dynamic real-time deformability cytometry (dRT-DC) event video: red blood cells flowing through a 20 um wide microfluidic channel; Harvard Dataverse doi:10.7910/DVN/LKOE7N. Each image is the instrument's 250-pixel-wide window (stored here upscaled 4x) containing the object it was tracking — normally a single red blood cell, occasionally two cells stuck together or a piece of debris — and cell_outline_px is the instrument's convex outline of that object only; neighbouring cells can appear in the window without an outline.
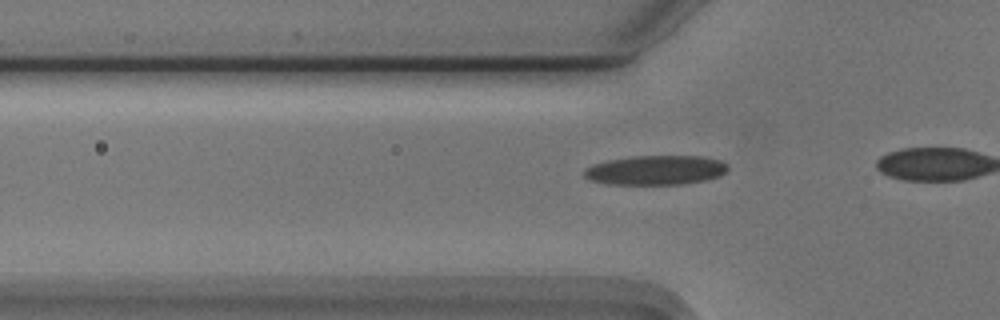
{"species": "Egyptian fruit bat (a non-hibernating species)", "species_latin": "Rousettus aegyptiacus", "temperature_condition": "cold", "stored_images_in_passage": 17, "camera_frame_rate_fps": 3000, "um_per_image_px": 0.085, "animal": {"sex": "male"}, "frame": {"image": 1, "passage_image": 14, "time_ms": 4.333, "image_size_px": [1000, 320], "cell_outline_px": [[728, 168], [720, 176], [708, 180], [680, 184], [604, 184], [588, 180], [584, 176], [584, 168], [592, 164], [608, 160], [632, 156], [700, 156], [720, 160], [728, 164]], "centroid_in_image_um": [55.7, 14.46], "position_along_channel_um": 70.1, "area_um2": 24.85}}